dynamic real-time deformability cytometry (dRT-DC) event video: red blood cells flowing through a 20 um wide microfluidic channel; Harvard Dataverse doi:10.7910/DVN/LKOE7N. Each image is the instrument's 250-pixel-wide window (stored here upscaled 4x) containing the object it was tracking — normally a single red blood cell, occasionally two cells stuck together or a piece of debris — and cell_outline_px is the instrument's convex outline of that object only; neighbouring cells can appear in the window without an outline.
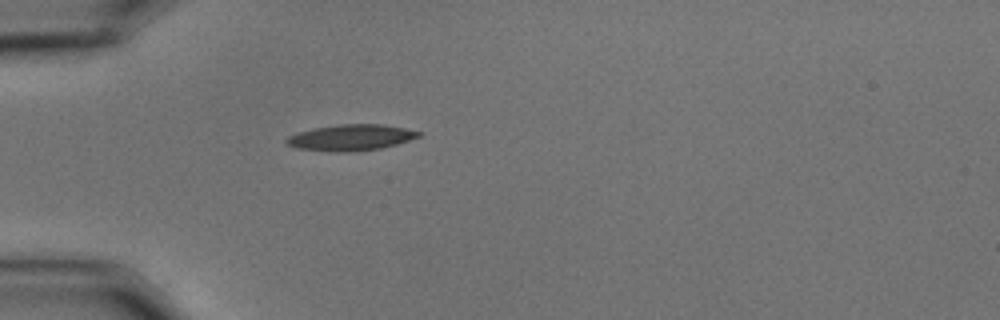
{"species": "common noctule bat (a hibernating species)", "species_latin": "Nyctalus noctula", "temperature_condition": "cold", "stored_images_in_passage": 6, "camera_frame_rate_fps": 3000, "um_per_image_px": 0.085, "animal": {"sex": "male", "body_mass_g": 15.6}, "frame": {"image": 1, "passage_image": 1, "time_ms": 0.0, "image_size_px": [1000, 320], "cell_outline_px": [[420, 136], [396, 144], [380, 148], [348, 152], [336, 152], [300, 148], [288, 144], [284, 140], [288, 136], [300, 132], [316, 128], [340, 124], [384, 124], [404, 128], [420, 132]], "centroid_in_image_um": [29.84, 11.68], "position_along_channel_um": 55.2, "area_um2": 19.65}}